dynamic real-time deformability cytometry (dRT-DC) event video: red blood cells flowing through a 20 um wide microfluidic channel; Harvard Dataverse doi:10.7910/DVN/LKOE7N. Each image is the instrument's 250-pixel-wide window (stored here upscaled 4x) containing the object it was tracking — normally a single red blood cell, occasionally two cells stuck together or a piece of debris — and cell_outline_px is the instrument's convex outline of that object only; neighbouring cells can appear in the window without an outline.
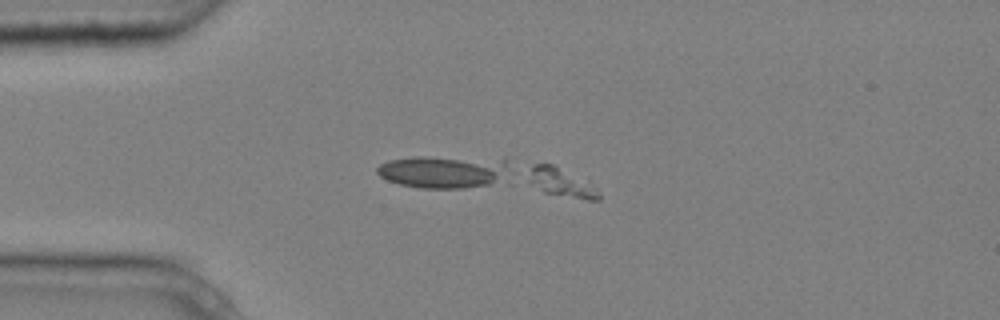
{"species": "common noctule bat (a hibernating species)", "species_latin": "Nyctalus noctula", "temperature_condition": "cold", "stored_images_in_passage": 5, "segment_of_instrument_passage": [1, 2], "camera_frame_rate_fps": 3000, "um_per_image_px": 0.085, "animal": {"sex": "male", "body_mass_g": 20.4}, "frame": {"image": 1, "passage_image": 4, "time_ms": 1.0, "image_size_px": [1000, 320], "cell_outline_px": [[600, 200], [588, 200], [544, 192], [528, 180], [532, 164], [552, 164], [588, 180], [600, 196]], "centroid_in_image_um": [47.74, 15.5], "position_along_channel_um": 37.3, "area_um2": 11.44}}